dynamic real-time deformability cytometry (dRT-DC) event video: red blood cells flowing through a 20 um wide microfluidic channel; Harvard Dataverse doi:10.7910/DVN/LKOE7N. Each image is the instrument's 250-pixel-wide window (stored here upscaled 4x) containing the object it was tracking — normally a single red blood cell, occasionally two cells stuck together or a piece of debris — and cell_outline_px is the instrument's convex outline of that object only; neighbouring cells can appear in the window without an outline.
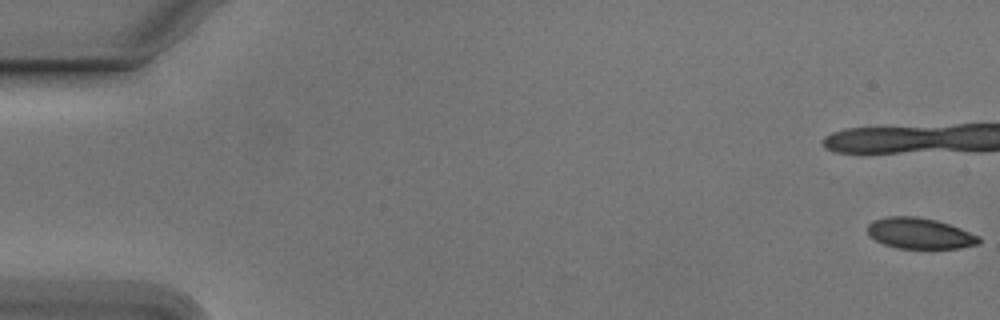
{"species": "Egyptian fruit bat (a non-hibernating species)", "species_latin": "Rousettus aegyptiacus", "temperature_condition": "cold", "stored_images_in_passage": 44, "camera_frame_rate_fps": 3000, "um_per_image_px": 0.085, "animal": {"sex": "male"}, "frame": {"image": 1, "passage_image": 1, "time_ms": 0.0, "image_size_px": [1000, 320], "cell_outline_px": [[980, 244], [960, 248], [896, 248], [884, 244], [868, 236], [868, 224], [872, 220], [888, 216], [916, 216], [936, 220], [960, 228], [980, 236]], "centroid_in_image_um": [78.17, 19.83], "position_along_channel_um": 6.8, "area_um2": 20.11}}